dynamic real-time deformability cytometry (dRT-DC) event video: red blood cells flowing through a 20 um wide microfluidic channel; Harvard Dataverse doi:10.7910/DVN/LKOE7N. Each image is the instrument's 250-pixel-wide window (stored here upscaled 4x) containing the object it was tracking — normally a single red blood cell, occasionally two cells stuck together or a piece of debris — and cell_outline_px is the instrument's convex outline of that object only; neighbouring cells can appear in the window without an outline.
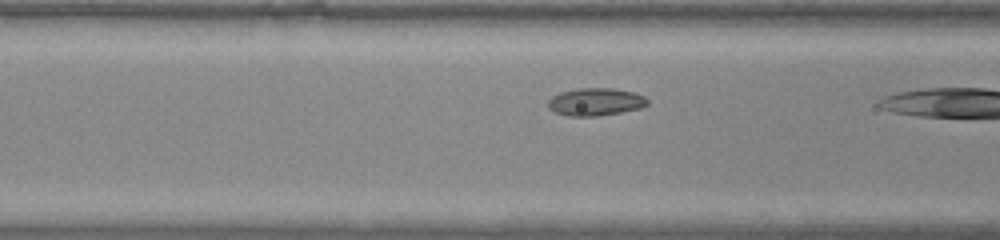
{"species": "common noctule bat (a hibernating species)", "species_latin": "Nyctalus noctula", "temperature_condition": "warm", "stored_images_in_passage": 9, "camera_frame_rate_fps": 3000, "um_per_image_px": 0.085, "animal": {"sex": "male", "body_mass_g": 20.0, "forearm_length_mm": 53.3}, "frame": {"image": 1, "passage_image": 8, "time_ms": 2.333, "image_size_px": [1000, 240], "cell_outline_px": [[648, 104], [640, 108], [620, 112], [596, 116], [568, 116], [556, 112], [548, 108], [548, 100], [552, 96], [560, 92], [576, 88], [612, 88], [632, 92], [644, 96], [648, 100]], "centroid_in_image_um": [50.59, 8.65], "position_along_channel_um": 116.0, "area_um2": 15.95}}